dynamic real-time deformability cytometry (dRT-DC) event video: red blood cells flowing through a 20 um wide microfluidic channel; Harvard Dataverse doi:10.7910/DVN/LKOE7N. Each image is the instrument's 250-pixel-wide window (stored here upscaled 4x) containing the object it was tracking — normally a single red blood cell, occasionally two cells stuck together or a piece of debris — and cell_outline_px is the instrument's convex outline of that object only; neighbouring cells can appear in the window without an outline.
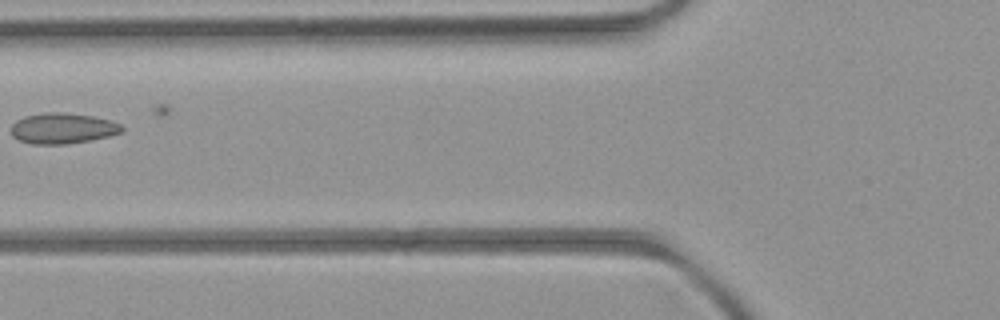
{"species": "common noctule bat (a hibernating species)", "species_latin": "Nyctalus noctula", "temperature_condition": "room temperature", "stored_images_in_passage": 2, "camera_frame_rate_fps": 3000, "um_per_image_px": 0.085, "animal": {"sex": "female", "body_mass_g": 21.9}, "frame": {"image": 1, "passage_image": 2, "time_ms": 2.0, "image_size_px": [1000, 320], "cell_outline_px": [[124, 132], [108, 136], [88, 140], [64, 144], [32, 144], [20, 140], [12, 136], [12, 124], [16, 120], [24, 116], [44, 112], [60, 112], [92, 116], [108, 120], [120, 124], [124, 128]], "centroid_in_image_um": [5.31, 10.9], "position_along_channel_um": 120.5, "area_um2": 19.65}}